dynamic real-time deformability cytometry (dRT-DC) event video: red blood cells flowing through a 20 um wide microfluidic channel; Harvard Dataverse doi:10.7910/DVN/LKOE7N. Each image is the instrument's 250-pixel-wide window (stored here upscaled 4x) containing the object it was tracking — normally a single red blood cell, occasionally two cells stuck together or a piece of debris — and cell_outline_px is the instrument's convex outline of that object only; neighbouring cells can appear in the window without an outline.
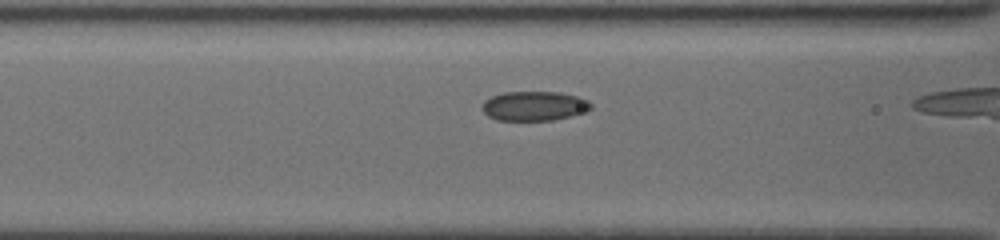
{"species": "common noctule bat (a hibernating species)", "species_latin": "Nyctalus noctula", "temperature_condition": "cold", "stored_images_in_passage": 14, "camera_frame_rate_fps": 3000, "um_per_image_px": 0.085, "animal": {"sex": "female", "body_mass_g": 19.5, "forearm_length_mm": 54.1}, "frame": {"image": 1, "passage_image": 13, "time_ms": 3.0, "image_size_px": [1000, 240], "cell_outline_px": [[592, 108], [588, 112], [552, 120], [496, 120], [488, 116], [484, 112], [484, 100], [492, 96], [504, 92], [560, 92], [576, 96], [588, 100], [592, 104]], "centroid_in_image_um": [45.45, 9.01], "position_along_channel_um": 121.1, "area_um2": 18.67}}